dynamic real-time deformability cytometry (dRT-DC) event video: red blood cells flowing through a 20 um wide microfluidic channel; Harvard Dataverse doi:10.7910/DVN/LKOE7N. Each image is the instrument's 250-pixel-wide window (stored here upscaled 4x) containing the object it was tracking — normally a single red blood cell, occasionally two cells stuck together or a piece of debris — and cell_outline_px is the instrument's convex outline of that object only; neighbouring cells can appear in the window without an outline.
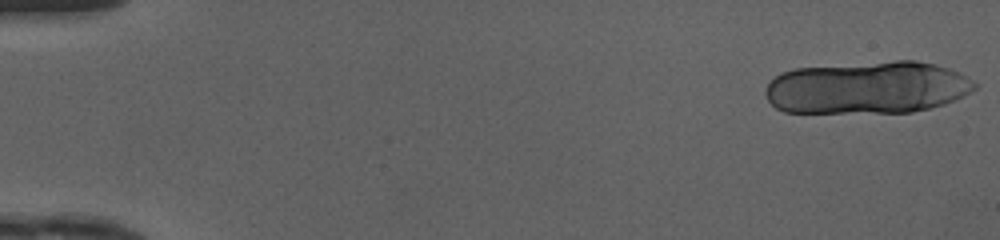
{"species": "human", "species_latin": "Homo sapiens", "temperature_condition": "cold", "stored_images_in_passage": 18, "camera_frame_rate_fps": 3000, "um_per_image_px": 0.085, "donor": {"sex": "female"}, "frame": {"image": 1, "passage_image": 1, "time_ms": 0.0, "image_size_px": [1000, 240], "cell_outline_px": [[976, 88], [944, 104], [912, 112], [784, 112], [776, 108], [768, 100], [764, 92], [768, 84], [776, 76], [792, 68], [896, 60], [916, 60], [936, 64], [948, 68], [964, 76], [976, 84]], "centroid_in_image_um": [73.69, 7.43], "position_along_channel_um": 11.3, "area_um2": 63.7}}